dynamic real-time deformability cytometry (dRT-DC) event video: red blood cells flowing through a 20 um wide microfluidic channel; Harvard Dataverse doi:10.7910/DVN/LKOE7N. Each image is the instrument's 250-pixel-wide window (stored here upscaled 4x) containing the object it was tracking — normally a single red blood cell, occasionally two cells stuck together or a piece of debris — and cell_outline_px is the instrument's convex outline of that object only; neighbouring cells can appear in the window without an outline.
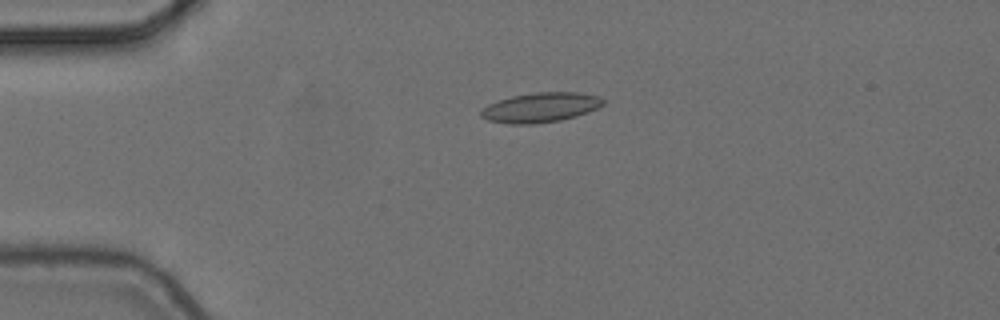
{"species": "common noctule bat (a hibernating species)", "species_latin": "Nyctalus noctula", "temperature_condition": "cold", "stored_images_in_passage": 4, "camera_frame_rate_fps": 3000, "um_per_image_px": 0.085, "animal": {"sex": "female", "body_mass_g": 24.6, "forearm_length_mm": 56.2}, "frame": {"image": 1, "passage_image": 3, "time_ms": 0.667, "image_size_px": [1000, 320], "cell_outline_px": [[604, 104], [588, 112], [576, 116], [560, 120], [536, 124], [508, 124], [488, 120], [480, 116], [480, 112], [488, 104], [496, 100], [512, 96], [536, 92], [580, 92], [600, 96], [604, 100]], "centroid_in_image_um": [45.94, 9.13], "position_along_channel_um": 39.1, "area_um2": 21.27}}